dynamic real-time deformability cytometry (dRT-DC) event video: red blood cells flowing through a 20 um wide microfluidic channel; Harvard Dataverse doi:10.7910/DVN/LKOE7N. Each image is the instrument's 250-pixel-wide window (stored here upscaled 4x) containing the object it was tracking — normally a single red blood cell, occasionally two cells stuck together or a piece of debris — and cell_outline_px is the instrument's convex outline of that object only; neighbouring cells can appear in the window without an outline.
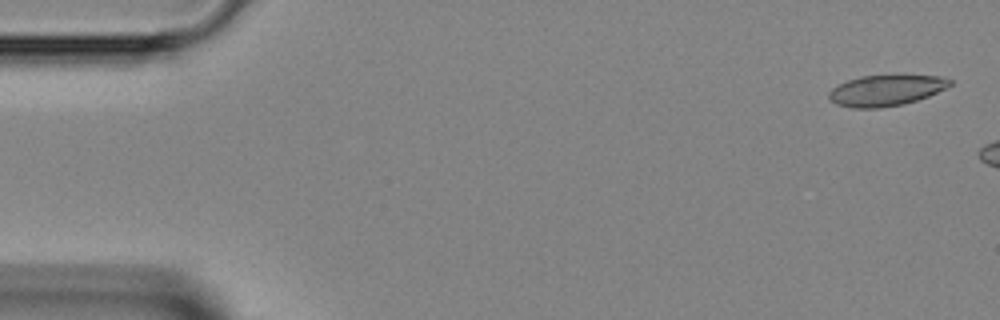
{"species": "Egyptian fruit bat (a non-hibernating species)", "species_latin": "Rousettus aegyptiacus", "temperature_condition": "room temperature", "stored_images_in_passage": 6, "camera_frame_rate_fps": 3000, "um_per_image_px": 0.085, "animal": {"sex": "female"}, "frame": {"image": 1, "passage_image": 2, "time_ms": 0.333, "image_size_px": [1000, 320], "cell_outline_px": [[952, 84], [928, 96], [904, 104], [880, 108], [852, 108], [836, 104], [828, 96], [828, 92], [832, 88], [848, 80], [860, 76], [940, 76], [952, 80]], "centroid_in_image_um": [75.28, 7.7], "position_along_channel_um": 9.7, "area_um2": 21.44}}